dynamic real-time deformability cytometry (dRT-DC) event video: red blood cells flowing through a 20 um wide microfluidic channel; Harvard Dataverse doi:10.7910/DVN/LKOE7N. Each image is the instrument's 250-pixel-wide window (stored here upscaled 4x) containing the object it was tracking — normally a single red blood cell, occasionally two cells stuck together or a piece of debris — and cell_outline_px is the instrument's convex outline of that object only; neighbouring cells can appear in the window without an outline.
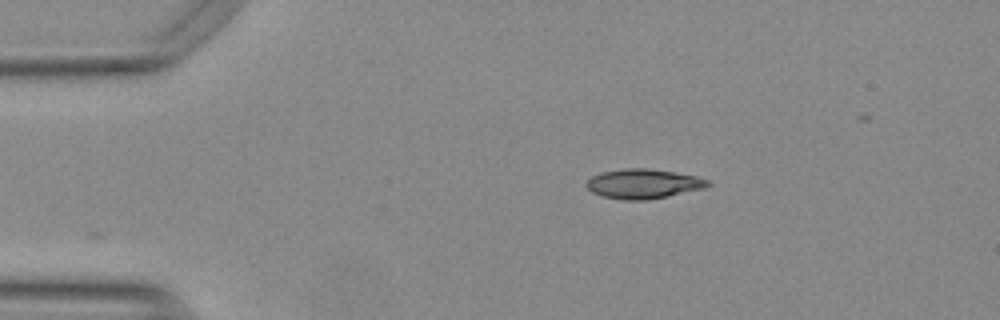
{"species": "Egyptian fruit bat (a non-hibernating species)", "species_latin": "Rousettus aegyptiacus", "temperature_condition": "warm", "stored_images_in_passage": 27, "camera_frame_rate_fps": 3000, "um_per_image_px": 0.085, "animal": {"sex": "female"}, "frame": {"image": 1, "passage_image": 1, "time_ms": 0.0, "image_size_px": [1000, 320], "cell_outline_px": [[712, 184], [704, 188], [644, 200], [624, 200], [604, 196], [592, 192], [584, 184], [592, 176], [600, 172], [624, 168], [648, 168], [696, 176], [708, 180]], "centroid_in_image_um": [54.64, 15.61], "position_along_channel_um": 30.4, "area_um2": 20.63}}
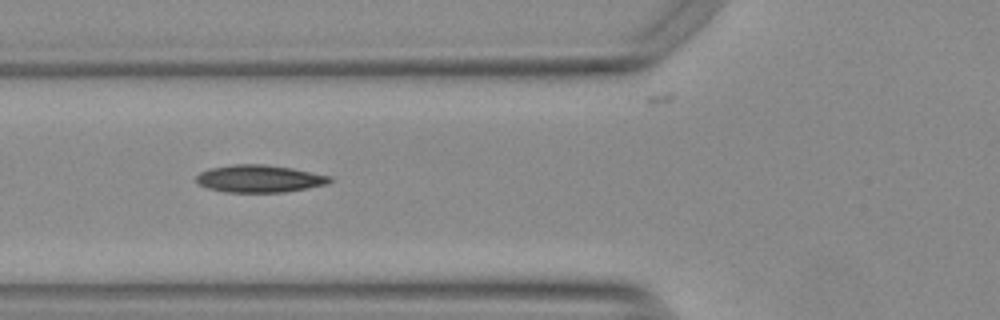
{"frame": {"image": 2, "passage_image": 11, "time_ms": 3.333, "image_size_px": [1000, 320], "cell_outline_px": [[332, 180], [328, 184], [308, 188], [284, 192], [224, 192], [208, 188], [200, 184], [196, 180], [196, 176], [200, 172], [208, 168], [232, 164], [264, 164], [292, 168], [332, 176]], "centroid_in_image_um": [22.06, 15.18], "position_along_channel_um": 103.7, "area_um2": 21.44}}
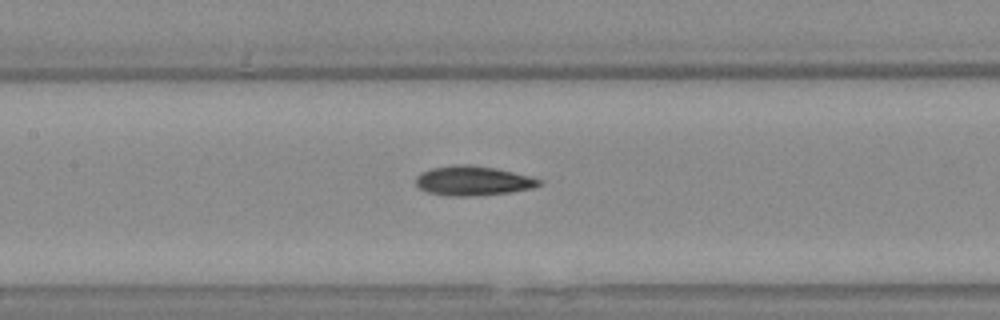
{"frame": {"image": 3, "passage_image": 16, "time_ms": 5.0, "image_size_px": [1000, 320], "cell_outline_px": [[544, 184], [532, 188], [508, 192], [468, 196], [448, 196], [428, 192], [420, 188], [416, 184], [416, 176], [420, 172], [432, 168], [456, 164], [468, 164], [492, 168], [512, 172], [528, 176], [540, 180]], "centroid_in_image_um": [40.16, 15.36], "position_along_channel_um": 167.2, "area_um2": 20.92}}